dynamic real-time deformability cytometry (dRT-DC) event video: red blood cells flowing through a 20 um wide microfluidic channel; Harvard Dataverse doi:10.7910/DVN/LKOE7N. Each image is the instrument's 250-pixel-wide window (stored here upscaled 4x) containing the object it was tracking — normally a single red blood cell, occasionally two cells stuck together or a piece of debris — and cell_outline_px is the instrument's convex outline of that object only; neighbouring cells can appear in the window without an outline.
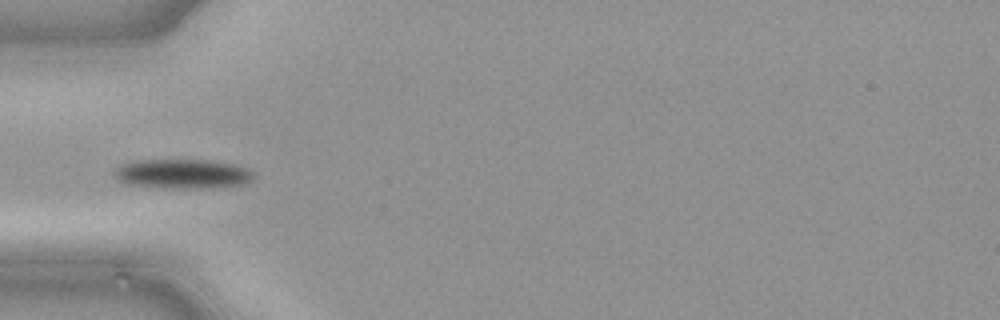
{"species": "common noctule bat (a hibernating species)", "species_latin": "Nyctalus noctula", "temperature_condition": "cold", "stored_images_in_passage": 34, "camera_frame_rate_fps": 3000, "um_per_image_px": 0.085, "animal": {"sex": "male", "body_mass_g": 21.5, "forearm_length_mm": 52.0}, "frame": {"image": 1, "passage_image": 1, "time_ms": 0.0, "image_size_px": [1000, 320], "cell_outline_px": [[256, 176], [252, 180], [244, 184], [200, 188], [172, 188], [132, 184], [120, 180], [112, 176], [116, 168], [120, 164], [140, 160], [208, 160], [232, 164], [248, 168]], "centroid_in_image_um": [15.54, 14.76], "position_along_channel_um": 69.5, "area_um2": 23.64}}
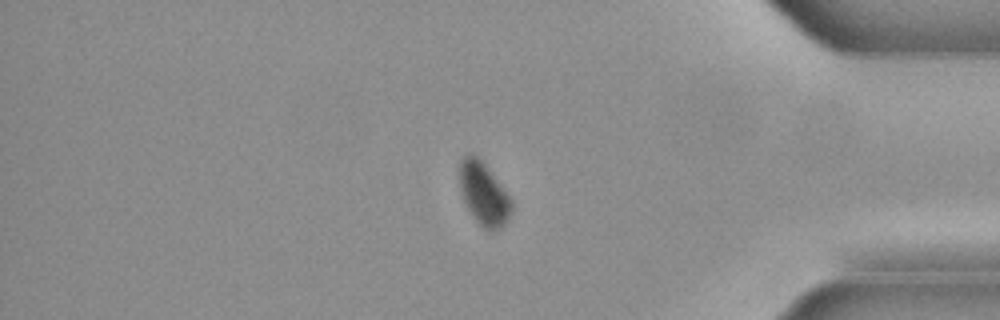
{"frame": {"image": 2, "passage_image": 26, "time_ms": 8.333, "image_size_px": [1000, 320], "cell_outline_px": [[512, 212], [504, 224], [500, 228], [488, 232], [472, 216], [464, 200], [460, 188], [460, 160], [464, 156], [472, 152], [484, 164], [512, 200]], "centroid_in_image_um": [41.11, 16.49], "position_along_channel_um": 394.1, "area_um2": 18.61}}
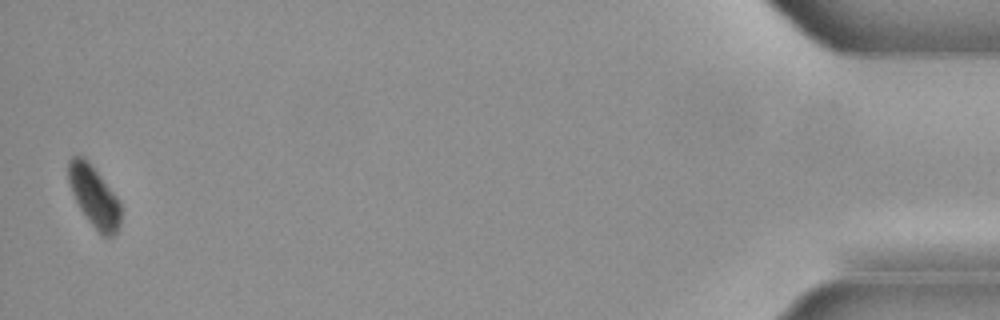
{"frame": {"image": 3, "passage_image": 33, "time_ms": 10.667, "image_size_px": [1000, 320], "cell_outline_px": [[120, 224], [116, 232], [112, 236], [100, 236], [88, 220], [80, 208], [72, 192], [68, 180], [68, 160], [72, 156], [80, 156], [100, 176], [116, 196], [120, 204]], "centroid_in_image_um": [7.99, 16.76], "position_along_channel_um": 427.2, "area_um2": 18.03}}